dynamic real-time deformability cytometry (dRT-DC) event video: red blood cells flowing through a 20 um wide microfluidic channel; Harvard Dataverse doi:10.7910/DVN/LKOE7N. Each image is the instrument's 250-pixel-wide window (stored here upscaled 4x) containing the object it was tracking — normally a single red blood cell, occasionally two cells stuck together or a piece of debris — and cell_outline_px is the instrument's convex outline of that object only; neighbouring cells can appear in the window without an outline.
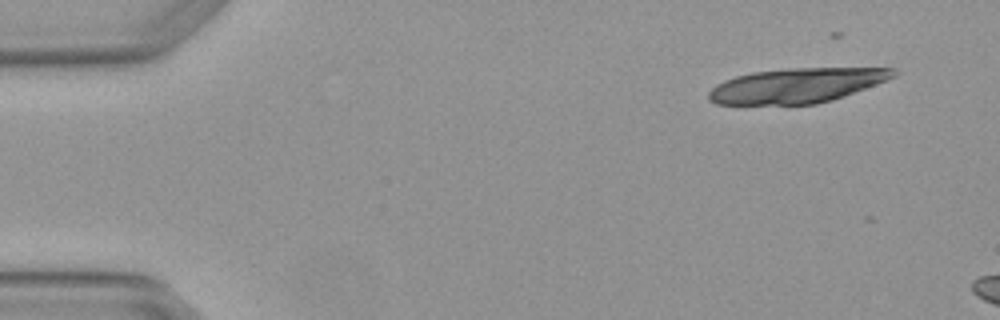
{"species": "Egyptian fruit bat (a non-hibernating species)", "species_latin": "Rousettus aegyptiacus", "temperature_condition": "warm", "stored_images_in_passage": 3, "camera_frame_rate_fps": 3000, "um_per_image_px": 0.085, "animal": {"sex": "female"}, "frame": {"image": 1, "passage_image": 1, "time_ms": 0.0, "image_size_px": [1000, 320], "cell_outline_px": [[900, 72], [896, 76], [876, 84], [844, 96], [832, 100], [816, 104], [716, 104], [708, 100], [708, 92], [716, 84], [724, 80], [736, 76], [752, 72], [788, 68], [896, 68]], "centroid_in_image_um": [67.72, 7.26], "position_along_channel_um": 17.3, "area_um2": 37.4}}